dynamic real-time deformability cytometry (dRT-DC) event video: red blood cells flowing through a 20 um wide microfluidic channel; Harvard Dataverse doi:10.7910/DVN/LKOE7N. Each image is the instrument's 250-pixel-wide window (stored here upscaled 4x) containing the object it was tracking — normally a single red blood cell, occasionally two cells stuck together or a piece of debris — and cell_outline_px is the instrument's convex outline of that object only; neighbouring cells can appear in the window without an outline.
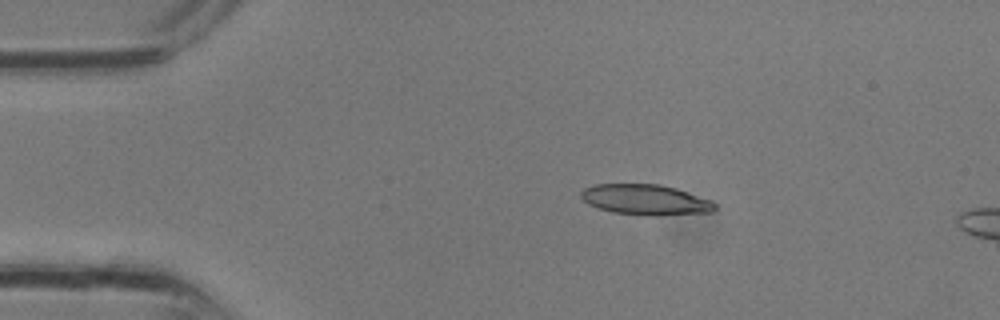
{"species": "common noctule bat (a hibernating species)", "species_latin": "Nyctalus noctula", "temperature_condition": "room temperature", "stored_images_in_passage": 3, "camera_frame_rate_fps": 3000, "um_per_image_px": 0.085, "animal": {"sex": "male", "body_mass_g": 13.3}, "frame": {"image": 1, "passage_image": 2, "time_ms": 0.333, "image_size_px": [1000, 320], "cell_outline_px": [[716, 208], [712, 212], [660, 216], [644, 216], [612, 212], [588, 204], [580, 196], [580, 192], [584, 188], [592, 184], [660, 184], [676, 188], [712, 200], [716, 204]], "centroid_in_image_um": [54.88, 16.98], "position_along_channel_um": 30.1, "area_um2": 24.1}}